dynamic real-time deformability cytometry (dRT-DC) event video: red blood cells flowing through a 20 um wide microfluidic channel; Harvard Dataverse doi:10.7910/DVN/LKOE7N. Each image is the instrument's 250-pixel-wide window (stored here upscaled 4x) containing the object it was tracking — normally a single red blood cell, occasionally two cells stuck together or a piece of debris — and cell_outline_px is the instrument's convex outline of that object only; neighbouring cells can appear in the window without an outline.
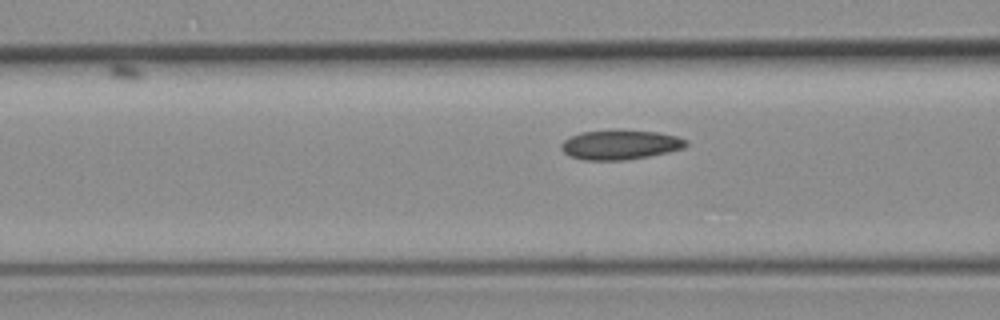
{"species": "common noctule bat (a hibernating species)", "species_latin": "Nyctalus noctula", "temperature_condition": "room temperature", "stored_images_in_passage": 25, "camera_frame_rate_fps": 3000, "um_per_image_px": 0.085, "animal": {"sex": "female", "body_mass_g": 19.3, "forearm_length_mm": 54.1}, "frame": {"image": 1, "passage_image": 16, "time_ms": 5.0, "image_size_px": [1000, 320], "cell_outline_px": [[688, 144], [684, 148], [668, 152], [628, 160], [584, 160], [568, 156], [560, 148], [560, 144], [564, 140], [580, 132], [620, 128], [656, 132], [676, 136], [688, 140]], "centroid_in_image_um": [52.7, 12.28], "position_along_channel_um": 113.9, "area_um2": 22.02}}
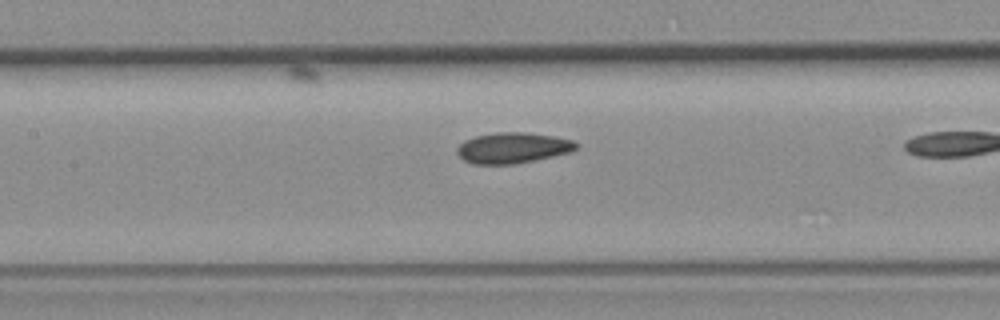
{"frame": {"image": 2, "passage_image": 20, "time_ms": 6.333, "image_size_px": [1000, 320], "cell_outline_px": [[576, 148], [572, 152], [516, 164], [472, 164], [464, 160], [456, 152], [456, 148], [464, 140], [476, 136], [496, 132], [524, 132], [552, 136], [572, 140], [576, 144]], "centroid_in_image_um": [43.55, 12.57], "position_along_channel_um": 163.9, "area_um2": 21.27}}
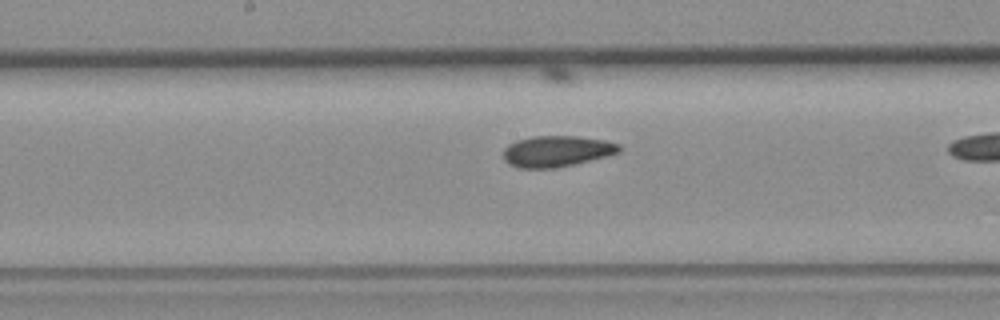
{"frame": {"image": 3, "passage_image": 23, "time_ms": 7.333, "image_size_px": [1000, 320], "cell_outline_px": [[620, 152], [608, 156], [572, 164], [552, 168], [516, 168], [508, 164], [504, 160], [504, 148], [508, 144], [516, 140], [532, 136], [580, 136], [604, 140], [620, 144]], "centroid_in_image_um": [47.3, 12.85], "position_along_channel_um": 200.9, "area_um2": 21.04}}